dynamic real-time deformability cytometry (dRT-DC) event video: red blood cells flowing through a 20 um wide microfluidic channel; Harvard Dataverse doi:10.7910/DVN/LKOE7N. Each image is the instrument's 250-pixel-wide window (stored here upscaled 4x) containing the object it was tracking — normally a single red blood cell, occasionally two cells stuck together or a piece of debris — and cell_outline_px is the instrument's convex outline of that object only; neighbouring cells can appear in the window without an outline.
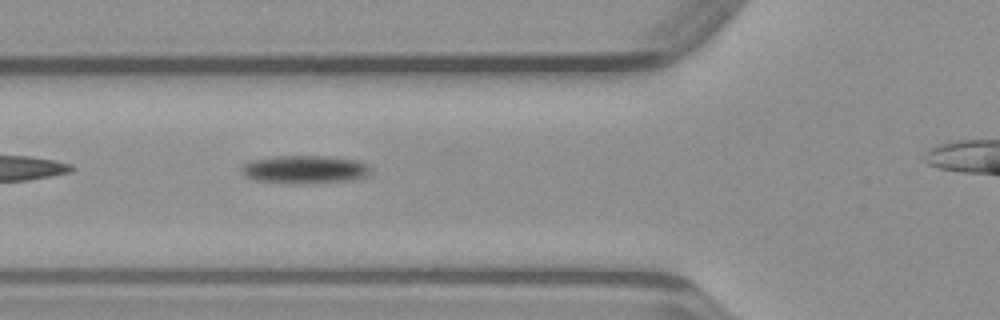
{"species": "common noctule bat (a hibernating species)", "species_latin": "Nyctalus noctula", "temperature_condition": "warm", "stored_images_in_passage": 28, "camera_frame_rate_fps": 3000, "um_per_image_px": 0.085, "animal": {"sex": "male", "body_mass_g": 23.1, "forearm_length_mm": 52.7}, "frame": {"image": 1, "passage_image": 3, "time_ms": 0.667, "image_size_px": [1000, 320], "cell_outline_px": [[372, 168], [368, 176], [348, 180], [300, 184], [256, 180], [248, 176], [240, 168], [244, 164], [252, 160], [280, 156], [328, 156], [360, 160], [368, 164]], "centroid_in_image_um": [26.0, 14.39], "position_along_channel_um": 99.8, "area_um2": 20.98}}
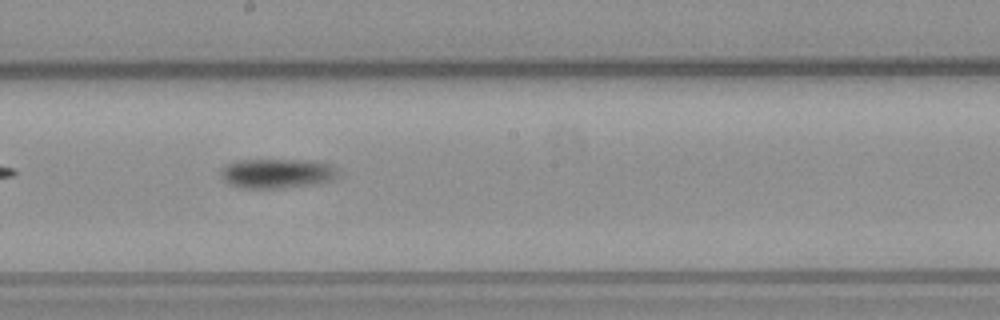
{"frame": {"image": 2, "passage_image": 12, "time_ms": 3.667, "image_size_px": [1000, 320], "cell_outline_px": [[336, 176], [332, 180], [316, 184], [280, 188], [240, 188], [228, 184], [220, 176], [220, 172], [228, 164], [236, 160], [304, 160], [332, 164], [336, 168]], "centroid_in_image_um": [23.52, 14.75], "position_along_channel_um": 224.7, "area_um2": 20.17}}
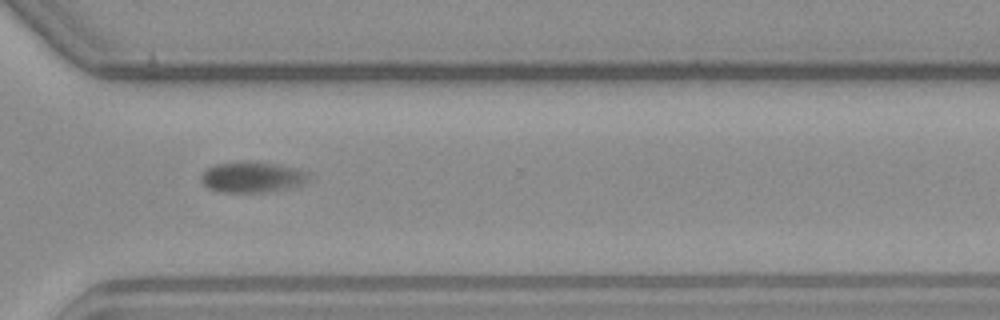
{"frame": {"image": 3, "passage_image": 21, "time_ms": 6.667, "image_size_px": [1000, 320], "cell_outline_px": [[308, 176], [304, 184], [268, 192], [220, 192], [208, 188], [200, 180], [200, 176], [208, 168], [216, 164], [244, 160], [272, 164], [292, 168], [308, 172]], "centroid_in_image_um": [21.38, 15.06], "position_along_channel_um": 349.2, "area_um2": 19.07}}